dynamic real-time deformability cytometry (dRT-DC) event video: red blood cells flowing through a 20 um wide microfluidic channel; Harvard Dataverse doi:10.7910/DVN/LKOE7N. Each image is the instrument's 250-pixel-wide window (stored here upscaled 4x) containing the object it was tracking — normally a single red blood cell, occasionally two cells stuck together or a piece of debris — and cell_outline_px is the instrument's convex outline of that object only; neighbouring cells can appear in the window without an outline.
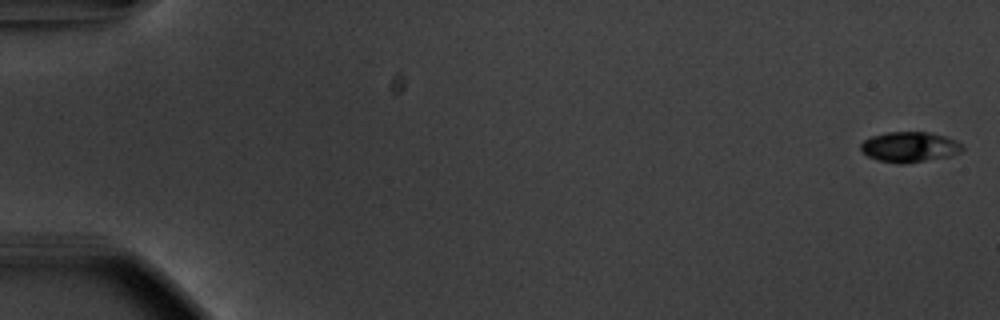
{"species": "common noctule bat (a hibernating species)", "species_latin": "Nyctalus noctula", "temperature_condition": "warm", "stored_images_in_passage": 55, "camera_frame_rate_fps": 3000, "um_per_image_px": 0.085, "animal": {"sex": "male", "body_mass_g": 20.1, "forearm_length_mm": 53.5}, "frame": {"image": 1, "passage_image": 1, "time_ms": 0.0, "image_size_px": [1000, 320], "cell_outline_px": [[964, 148], [960, 152], [952, 156], [904, 164], [900, 164], [880, 160], [868, 156], [860, 148], [860, 144], [864, 140], [872, 136], [888, 132], [928, 132], [944, 136], [956, 140], [964, 144]], "centroid_in_image_um": [77.36, 12.49], "position_along_channel_um": 7.6, "area_um2": 17.98}}
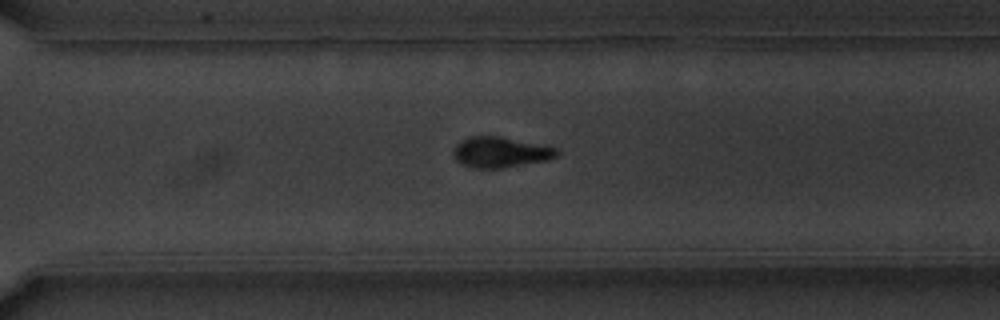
{"frame": {"image": 2, "passage_image": 40, "time_ms": 13.0, "image_size_px": [1000, 320], "cell_outline_px": [[560, 152], [556, 156], [548, 160], [504, 168], [472, 168], [460, 164], [452, 156], [452, 152], [456, 144], [460, 140], [468, 136], [500, 136], [556, 148]], "centroid_in_image_um": [42.47, 12.94], "position_along_channel_um": 328.1, "area_um2": 18.61}}
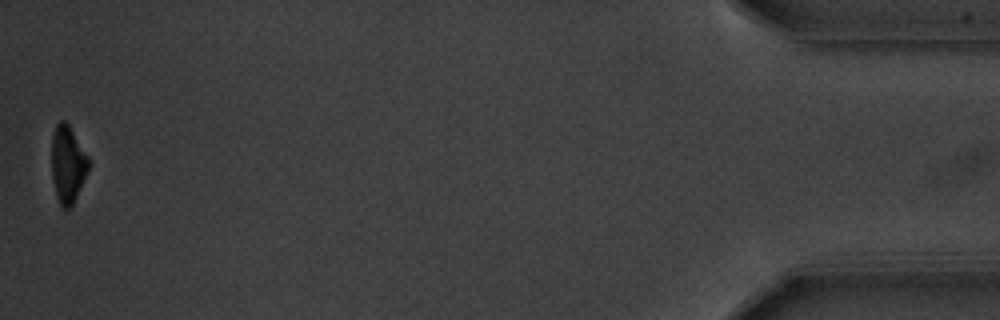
{"frame": {"image": 3, "passage_image": 55, "time_ms": 18.0, "image_size_px": [1000, 320], "cell_outline_px": [[92, 164], [72, 204], [68, 208], [64, 208], [60, 204], [56, 196], [52, 176], [52, 132], [56, 124], [60, 120], [64, 120], [68, 124], [88, 156]], "centroid_in_image_um": [5.77, 13.93], "position_along_channel_um": 429.4, "area_um2": 16.59}, "authors_computed_cell_mechanics": {"area_um2": 18.6116, "velocity_mm_per_s": 3.7278, "shape_relaxation_time_tau1_ms": 2.2934, "shape_relaxation_time_tau2_ms": 4.9718, "deformation_change_tau1": 0.1426, "deformation_change_tau2": 0.1031}}